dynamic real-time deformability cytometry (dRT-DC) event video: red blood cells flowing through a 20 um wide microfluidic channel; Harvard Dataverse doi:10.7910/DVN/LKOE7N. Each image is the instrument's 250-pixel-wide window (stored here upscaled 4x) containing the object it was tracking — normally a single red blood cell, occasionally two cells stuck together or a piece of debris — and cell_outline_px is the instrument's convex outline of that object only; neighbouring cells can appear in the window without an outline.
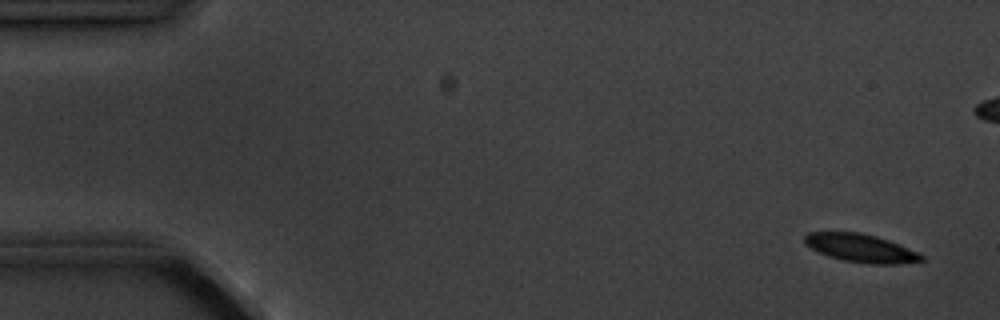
{"species": "common noctule bat (a hibernating species)", "species_latin": "Nyctalus noctula", "temperature_condition": "cold", "stored_images_in_passage": 8, "camera_frame_rate_fps": 3000, "um_per_image_px": 0.085, "animal": {"sex": "male", "body_mass_g": 20.1, "forearm_length_mm": 53.5}, "frame": {"image": 1, "passage_image": 1, "time_ms": 0.0, "image_size_px": [1000, 320], "cell_outline_px": [[924, 260], [896, 264], [872, 264], [844, 260], [828, 256], [804, 244], [804, 236], [808, 232], [860, 232], [876, 236], [900, 244], [920, 252], [924, 256]], "centroid_in_image_um": [73.2, 21.08], "position_along_channel_um": 11.8, "area_um2": 19.19}}